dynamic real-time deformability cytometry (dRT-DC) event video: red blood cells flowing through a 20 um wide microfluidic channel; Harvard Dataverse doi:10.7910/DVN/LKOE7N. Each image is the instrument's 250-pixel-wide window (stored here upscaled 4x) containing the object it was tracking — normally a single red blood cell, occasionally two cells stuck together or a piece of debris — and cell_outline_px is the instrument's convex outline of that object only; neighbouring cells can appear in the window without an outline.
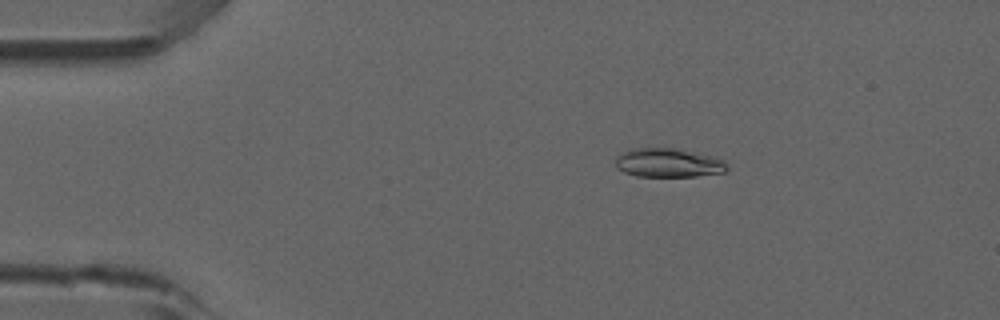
{"species": "common noctule bat (a hibernating species)", "species_latin": "Nyctalus noctula", "temperature_condition": "room temperature", "stored_images_in_passage": 45, "camera_frame_rate_fps": 3000, "um_per_image_px": 0.085, "animal": {"sex": "male", "forearm_length_mm": 52.5}, "frame": {"image": 1, "passage_image": 1, "time_ms": 0.0, "image_size_px": [1000, 320], "cell_outline_px": [[728, 172], [696, 176], [636, 176], [624, 172], [616, 168], [616, 160], [620, 152], [628, 148], [676, 148], [716, 156], [728, 164]], "centroid_in_image_um": [56.83, 13.83], "position_along_channel_um": 28.2, "area_um2": 19.13}}
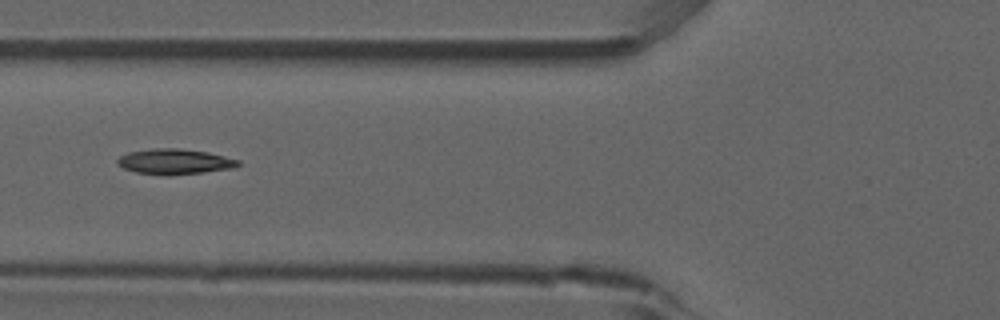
{"frame": {"image": 2, "passage_image": 12, "time_ms": 3.667, "image_size_px": [1000, 320], "cell_outline_px": [[240, 164], [236, 168], [168, 176], [136, 172], [124, 168], [116, 164], [116, 160], [120, 156], [128, 152], [152, 148], [180, 148], [208, 152], [240, 160]], "centroid_in_image_um": [14.84, 13.73], "position_along_channel_um": 111.0, "area_um2": 18.03}}
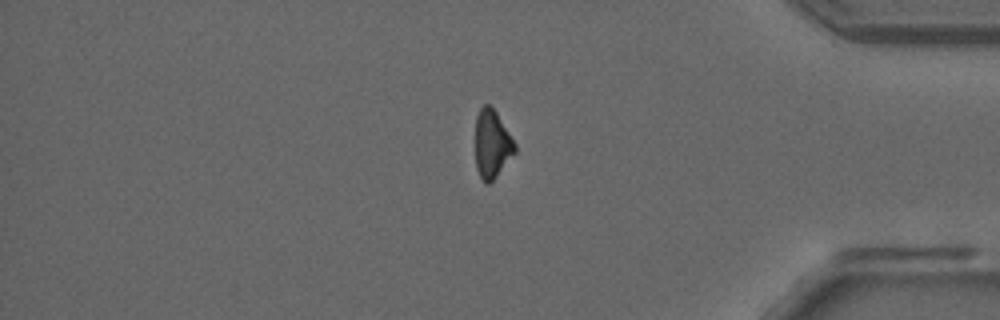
{"frame": {"image": 3, "passage_image": 36, "time_ms": 11.667, "image_size_px": [1000, 320], "cell_outline_px": [[516, 152], [496, 176], [488, 184], [484, 184], [476, 168], [476, 116], [480, 108], [484, 104], [488, 104], [496, 112], [516, 144]], "centroid_in_image_um": [41.82, 12.25], "position_along_channel_um": 393.4, "area_um2": 15.55}, "authors_computed_cell_mechanics": {"area_um2": 17.1088, "velocity_mm_per_s": 3.8755, "shape_relaxation_time_tau1_ms": 5.746, "shape_relaxation_time_tau2_ms": null, "deformation_change_tau1": 0.1603, "deformation_change_tau2": null}}